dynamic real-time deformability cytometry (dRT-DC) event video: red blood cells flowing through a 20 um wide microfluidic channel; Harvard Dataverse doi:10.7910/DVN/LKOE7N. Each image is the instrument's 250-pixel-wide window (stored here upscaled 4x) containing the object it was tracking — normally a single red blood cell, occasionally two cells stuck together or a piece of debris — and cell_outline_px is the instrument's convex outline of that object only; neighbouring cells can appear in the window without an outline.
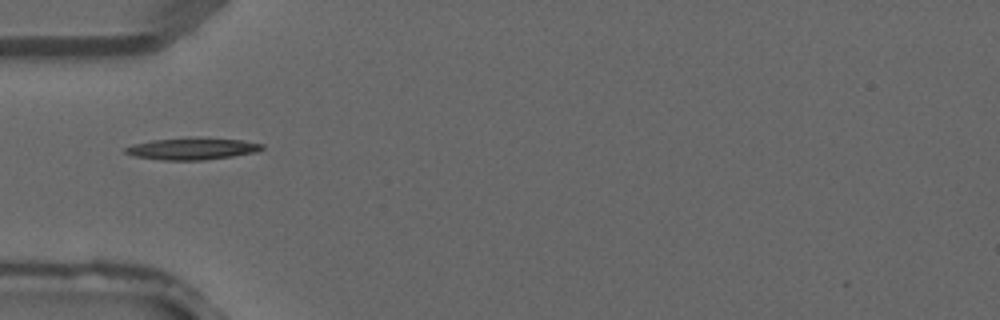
{"species": "common noctule bat (a hibernating species)", "species_latin": "Nyctalus noctula", "temperature_condition": "warm", "stored_images_in_passage": 4, "camera_frame_rate_fps": 3000, "um_per_image_px": 0.085, "animal": {"sex": "male", "forearm_length_mm": 52.5}, "frame": {"image": 1, "passage_image": 4, "time_ms": 1.0, "image_size_px": [1000, 320], "cell_outline_px": [[264, 148], [256, 152], [232, 156], [204, 160], [164, 160], [132, 156], [124, 152], [124, 148], [136, 144], [152, 140], [240, 140], [264, 144]], "centroid_in_image_um": [16.32, 12.69], "position_along_channel_um": 68.7, "area_um2": 16.3}}